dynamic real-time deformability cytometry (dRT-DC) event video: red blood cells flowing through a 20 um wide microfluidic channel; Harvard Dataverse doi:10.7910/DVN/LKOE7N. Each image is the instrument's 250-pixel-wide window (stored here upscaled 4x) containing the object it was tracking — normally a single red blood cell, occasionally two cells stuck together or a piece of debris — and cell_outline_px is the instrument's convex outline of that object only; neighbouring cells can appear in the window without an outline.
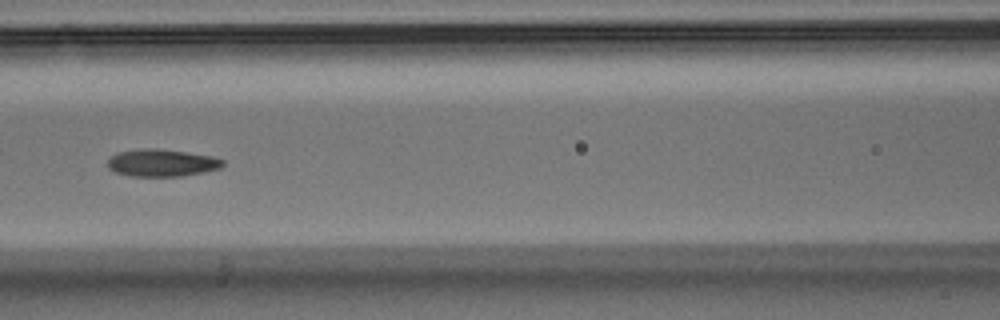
{"species": "Egyptian fruit bat (a non-hibernating species)", "species_latin": "Rousettus aegyptiacus", "temperature_condition": "warm", "stored_images_in_passage": 50, "camera_frame_rate_fps": 3000, "um_per_image_px": 0.085, "animal": {"sex": "male"}, "frame": {"image": 1, "passage_image": 22, "time_ms": 7.0, "image_size_px": [1000, 320], "cell_outline_px": [[224, 164], [220, 168], [204, 172], [180, 176], [132, 176], [116, 172], [108, 168], [108, 160], [112, 156], [120, 152], [152, 148], [156, 148], [212, 156], [224, 160]], "centroid_in_image_um": [13.78, 13.85], "position_along_channel_um": 152.8, "area_um2": 17.98}}